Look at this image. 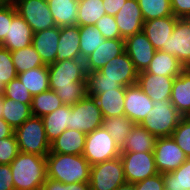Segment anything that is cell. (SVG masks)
Returning <instances> with one entry per match:
<instances>
[{"instance_id":"11","label":"cell","mask_w":190,"mask_h":190,"mask_svg":"<svg viewBox=\"0 0 190 190\" xmlns=\"http://www.w3.org/2000/svg\"><path fill=\"white\" fill-rule=\"evenodd\" d=\"M153 153L160 174L176 170L188 159L172 136L157 138Z\"/></svg>"},{"instance_id":"20","label":"cell","mask_w":190,"mask_h":190,"mask_svg":"<svg viewBox=\"0 0 190 190\" xmlns=\"http://www.w3.org/2000/svg\"><path fill=\"white\" fill-rule=\"evenodd\" d=\"M34 32L28 23L16 13L9 25L8 34L0 46L7 48L10 51L26 48L32 44Z\"/></svg>"},{"instance_id":"5","label":"cell","mask_w":190,"mask_h":190,"mask_svg":"<svg viewBox=\"0 0 190 190\" xmlns=\"http://www.w3.org/2000/svg\"><path fill=\"white\" fill-rule=\"evenodd\" d=\"M14 134L20 152L45 157L50 152V143L46 137L42 117L32 115L14 130Z\"/></svg>"},{"instance_id":"16","label":"cell","mask_w":190,"mask_h":190,"mask_svg":"<svg viewBox=\"0 0 190 190\" xmlns=\"http://www.w3.org/2000/svg\"><path fill=\"white\" fill-rule=\"evenodd\" d=\"M114 18L122 39L141 32L145 22L137 0H126Z\"/></svg>"},{"instance_id":"34","label":"cell","mask_w":190,"mask_h":190,"mask_svg":"<svg viewBox=\"0 0 190 190\" xmlns=\"http://www.w3.org/2000/svg\"><path fill=\"white\" fill-rule=\"evenodd\" d=\"M11 56L17 74L32 68L45 66L39 53L35 50L32 44L26 48L11 51Z\"/></svg>"},{"instance_id":"49","label":"cell","mask_w":190,"mask_h":190,"mask_svg":"<svg viewBox=\"0 0 190 190\" xmlns=\"http://www.w3.org/2000/svg\"><path fill=\"white\" fill-rule=\"evenodd\" d=\"M0 190H15L10 164H0Z\"/></svg>"},{"instance_id":"47","label":"cell","mask_w":190,"mask_h":190,"mask_svg":"<svg viewBox=\"0 0 190 190\" xmlns=\"http://www.w3.org/2000/svg\"><path fill=\"white\" fill-rule=\"evenodd\" d=\"M135 190H165L163 174L157 173L145 180L134 183Z\"/></svg>"},{"instance_id":"48","label":"cell","mask_w":190,"mask_h":190,"mask_svg":"<svg viewBox=\"0 0 190 190\" xmlns=\"http://www.w3.org/2000/svg\"><path fill=\"white\" fill-rule=\"evenodd\" d=\"M170 4L176 18H190V0H170Z\"/></svg>"},{"instance_id":"52","label":"cell","mask_w":190,"mask_h":190,"mask_svg":"<svg viewBox=\"0 0 190 190\" xmlns=\"http://www.w3.org/2000/svg\"><path fill=\"white\" fill-rule=\"evenodd\" d=\"M115 190H135V187L133 183L125 182Z\"/></svg>"},{"instance_id":"13","label":"cell","mask_w":190,"mask_h":190,"mask_svg":"<svg viewBox=\"0 0 190 190\" xmlns=\"http://www.w3.org/2000/svg\"><path fill=\"white\" fill-rule=\"evenodd\" d=\"M161 51L175 56L185 68H190V18H178L167 48Z\"/></svg>"},{"instance_id":"51","label":"cell","mask_w":190,"mask_h":190,"mask_svg":"<svg viewBox=\"0 0 190 190\" xmlns=\"http://www.w3.org/2000/svg\"><path fill=\"white\" fill-rule=\"evenodd\" d=\"M13 134L14 129L3 118H0V139L10 137Z\"/></svg>"},{"instance_id":"12","label":"cell","mask_w":190,"mask_h":190,"mask_svg":"<svg viewBox=\"0 0 190 190\" xmlns=\"http://www.w3.org/2000/svg\"><path fill=\"white\" fill-rule=\"evenodd\" d=\"M93 72L100 79L114 80L123 87L137 83L138 71L135 69L133 62L126 51L115 58H112L100 70Z\"/></svg>"},{"instance_id":"2","label":"cell","mask_w":190,"mask_h":190,"mask_svg":"<svg viewBox=\"0 0 190 190\" xmlns=\"http://www.w3.org/2000/svg\"><path fill=\"white\" fill-rule=\"evenodd\" d=\"M47 178L71 184L89 182L91 165L83 155L49 152L46 156Z\"/></svg>"},{"instance_id":"45","label":"cell","mask_w":190,"mask_h":190,"mask_svg":"<svg viewBox=\"0 0 190 190\" xmlns=\"http://www.w3.org/2000/svg\"><path fill=\"white\" fill-rule=\"evenodd\" d=\"M16 13L17 10L14 4L0 3V44L8 34L9 25Z\"/></svg>"},{"instance_id":"41","label":"cell","mask_w":190,"mask_h":190,"mask_svg":"<svg viewBox=\"0 0 190 190\" xmlns=\"http://www.w3.org/2000/svg\"><path fill=\"white\" fill-rule=\"evenodd\" d=\"M3 96L24 104H32L33 95L18 78L11 80L5 86Z\"/></svg>"},{"instance_id":"3","label":"cell","mask_w":190,"mask_h":190,"mask_svg":"<svg viewBox=\"0 0 190 190\" xmlns=\"http://www.w3.org/2000/svg\"><path fill=\"white\" fill-rule=\"evenodd\" d=\"M10 167L15 190H38L47 180L45 156L19 152Z\"/></svg>"},{"instance_id":"40","label":"cell","mask_w":190,"mask_h":190,"mask_svg":"<svg viewBox=\"0 0 190 190\" xmlns=\"http://www.w3.org/2000/svg\"><path fill=\"white\" fill-rule=\"evenodd\" d=\"M172 138L185 155L190 158V116L181 118L172 133Z\"/></svg>"},{"instance_id":"44","label":"cell","mask_w":190,"mask_h":190,"mask_svg":"<svg viewBox=\"0 0 190 190\" xmlns=\"http://www.w3.org/2000/svg\"><path fill=\"white\" fill-rule=\"evenodd\" d=\"M105 39H122L114 16L105 14L94 25Z\"/></svg>"},{"instance_id":"32","label":"cell","mask_w":190,"mask_h":190,"mask_svg":"<svg viewBox=\"0 0 190 190\" xmlns=\"http://www.w3.org/2000/svg\"><path fill=\"white\" fill-rule=\"evenodd\" d=\"M2 118L15 130L32 116L31 104L4 97Z\"/></svg>"},{"instance_id":"39","label":"cell","mask_w":190,"mask_h":190,"mask_svg":"<svg viewBox=\"0 0 190 190\" xmlns=\"http://www.w3.org/2000/svg\"><path fill=\"white\" fill-rule=\"evenodd\" d=\"M86 88L87 96L91 97L112 89H125V87L114 80L100 79L94 72H87Z\"/></svg>"},{"instance_id":"8","label":"cell","mask_w":190,"mask_h":190,"mask_svg":"<svg viewBox=\"0 0 190 190\" xmlns=\"http://www.w3.org/2000/svg\"><path fill=\"white\" fill-rule=\"evenodd\" d=\"M125 182L120 156L90 167L89 185L91 190H115Z\"/></svg>"},{"instance_id":"54","label":"cell","mask_w":190,"mask_h":190,"mask_svg":"<svg viewBox=\"0 0 190 190\" xmlns=\"http://www.w3.org/2000/svg\"><path fill=\"white\" fill-rule=\"evenodd\" d=\"M4 88H5V85L2 81H0V95H3L4 93Z\"/></svg>"},{"instance_id":"24","label":"cell","mask_w":190,"mask_h":190,"mask_svg":"<svg viewBox=\"0 0 190 190\" xmlns=\"http://www.w3.org/2000/svg\"><path fill=\"white\" fill-rule=\"evenodd\" d=\"M86 134L67 128L50 143V152L83 155Z\"/></svg>"},{"instance_id":"38","label":"cell","mask_w":190,"mask_h":190,"mask_svg":"<svg viewBox=\"0 0 190 190\" xmlns=\"http://www.w3.org/2000/svg\"><path fill=\"white\" fill-rule=\"evenodd\" d=\"M144 21L166 16H174L170 0H137Z\"/></svg>"},{"instance_id":"53","label":"cell","mask_w":190,"mask_h":190,"mask_svg":"<svg viewBox=\"0 0 190 190\" xmlns=\"http://www.w3.org/2000/svg\"><path fill=\"white\" fill-rule=\"evenodd\" d=\"M3 108H4V96L3 95H0V118H2V111H3Z\"/></svg>"},{"instance_id":"28","label":"cell","mask_w":190,"mask_h":190,"mask_svg":"<svg viewBox=\"0 0 190 190\" xmlns=\"http://www.w3.org/2000/svg\"><path fill=\"white\" fill-rule=\"evenodd\" d=\"M125 89H112L94 96L104 118L123 116Z\"/></svg>"},{"instance_id":"26","label":"cell","mask_w":190,"mask_h":190,"mask_svg":"<svg viewBox=\"0 0 190 190\" xmlns=\"http://www.w3.org/2000/svg\"><path fill=\"white\" fill-rule=\"evenodd\" d=\"M185 67L173 55H170L161 50H156L150 65L146 68V72L155 75L168 77H177Z\"/></svg>"},{"instance_id":"14","label":"cell","mask_w":190,"mask_h":190,"mask_svg":"<svg viewBox=\"0 0 190 190\" xmlns=\"http://www.w3.org/2000/svg\"><path fill=\"white\" fill-rule=\"evenodd\" d=\"M125 51L138 72L146 70L156 52L143 31L125 39Z\"/></svg>"},{"instance_id":"21","label":"cell","mask_w":190,"mask_h":190,"mask_svg":"<svg viewBox=\"0 0 190 190\" xmlns=\"http://www.w3.org/2000/svg\"><path fill=\"white\" fill-rule=\"evenodd\" d=\"M59 36L60 27L58 26L33 34L32 45L45 65H50L56 60Z\"/></svg>"},{"instance_id":"50","label":"cell","mask_w":190,"mask_h":190,"mask_svg":"<svg viewBox=\"0 0 190 190\" xmlns=\"http://www.w3.org/2000/svg\"><path fill=\"white\" fill-rule=\"evenodd\" d=\"M126 0H103L104 9L106 14L115 16Z\"/></svg>"},{"instance_id":"25","label":"cell","mask_w":190,"mask_h":190,"mask_svg":"<svg viewBox=\"0 0 190 190\" xmlns=\"http://www.w3.org/2000/svg\"><path fill=\"white\" fill-rule=\"evenodd\" d=\"M79 0H47L56 26H74L78 22Z\"/></svg>"},{"instance_id":"43","label":"cell","mask_w":190,"mask_h":190,"mask_svg":"<svg viewBox=\"0 0 190 190\" xmlns=\"http://www.w3.org/2000/svg\"><path fill=\"white\" fill-rule=\"evenodd\" d=\"M19 152L15 134L10 137L0 139V164H10Z\"/></svg>"},{"instance_id":"36","label":"cell","mask_w":190,"mask_h":190,"mask_svg":"<svg viewBox=\"0 0 190 190\" xmlns=\"http://www.w3.org/2000/svg\"><path fill=\"white\" fill-rule=\"evenodd\" d=\"M79 45L81 59L85 60L105 41L102 33L96 26H79Z\"/></svg>"},{"instance_id":"27","label":"cell","mask_w":190,"mask_h":190,"mask_svg":"<svg viewBox=\"0 0 190 190\" xmlns=\"http://www.w3.org/2000/svg\"><path fill=\"white\" fill-rule=\"evenodd\" d=\"M44 123V129L46 132V137L51 143L54 141L61 133L69 128L70 124V105L63 104L58 109L44 115L42 117Z\"/></svg>"},{"instance_id":"1","label":"cell","mask_w":190,"mask_h":190,"mask_svg":"<svg viewBox=\"0 0 190 190\" xmlns=\"http://www.w3.org/2000/svg\"><path fill=\"white\" fill-rule=\"evenodd\" d=\"M49 89L55 91L65 105H74L87 95L85 61L66 59L48 65Z\"/></svg>"},{"instance_id":"55","label":"cell","mask_w":190,"mask_h":190,"mask_svg":"<svg viewBox=\"0 0 190 190\" xmlns=\"http://www.w3.org/2000/svg\"><path fill=\"white\" fill-rule=\"evenodd\" d=\"M2 4H13V0H0Z\"/></svg>"},{"instance_id":"6","label":"cell","mask_w":190,"mask_h":190,"mask_svg":"<svg viewBox=\"0 0 190 190\" xmlns=\"http://www.w3.org/2000/svg\"><path fill=\"white\" fill-rule=\"evenodd\" d=\"M121 150L103 127L86 134L83 157L90 165L119 157Z\"/></svg>"},{"instance_id":"19","label":"cell","mask_w":190,"mask_h":190,"mask_svg":"<svg viewBox=\"0 0 190 190\" xmlns=\"http://www.w3.org/2000/svg\"><path fill=\"white\" fill-rule=\"evenodd\" d=\"M177 19L175 16H166L145 21L142 31L156 50L167 48V41L172 35Z\"/></svg>"},{"instance_id":"29","label":"cell","mask_w":190,"mask_h":190,"mask_svg":"<svg viewBox=\"0 0 190 190\" xmlns=\"http://www.w3.org/2000/svg\"><path fill=\"white\" fill-rule=\"evenodd\" d=\"M157 137L149 133L140 124H135L121 152H153Z\"/></svg>"},{"instance_id":"37","label":"cell","mask_w":190,"mask_h":190,"mask_svg":"<svg viewBox=\"0 0 190 190\" xmlns=\"http://www.w3.org/2000/svg\"><path fill=\"white\" fill-rule=\"evenodd\" d=\"M165 190H190V158L172 172L163 174Z\"/></svg>"},{"instance_id":"22","label":"cell","mask_w":190,"mask_h":190,"mask_svg":"<svg viewBox=\"0 0 190 190\" xmlns=\"http://www.w3.org/2000/svg\"><path fill=\"white\" fill-rule=\"evenodd\" d=\"M170 101L183 116H190V68L174 78Z\"/></svg>"},{"instance_id":"42","label":"cell","mask_w":190,"mask_h":190,"mask_svg":"<svg viewBox=\"0 0 190 190\" xmlns=\"http://www.w3.org/2000/svg\"><path fill=\"white\" fill-rule=\"evenodd\" d=\"M17 75L11 51L0 46V81L6 86L11 80L17 78Z\"/></svg>"},{"instance_id":"33","label":"cell","mask_w":190,"mask_h":190,"mask_svg":"<svg viewBox=\"0 0 190 190\" xmlns=\"http://www.w3.org/2000/svg\"><path fill=\"white\" fill-rule=\"evenodd\" d=\"M106 14L103 0H79L78 26H94Z\"/></svg>"},{"instance_id":"4","label":"cell","mask_w":190,"mask_h":190,"mask_svg":"<svg viewBox=\"0 0 190 190\" xmlns=\"http://www.w3.org/2000/svg\"><path fill=\"white\" fill-rule=\"evenodd\" d=\"M182 117L170 99L153 101V108L140 125L157 138L168 137L172 136Z\"/></svg>"},{"instance_id":"10","label":"cell","mask_w":190,"mask_h":190,"mask_svg":"<svg viewBox=\"0 0 190 190\" xmlns=\"http://www.w3.org/2000/svg\"><path fill=\"white\" fill-rule=\"evenodd\" d=\"M14 5L34 33L56 26L47 0H16Z\"/></svg>"},{"instance_id":"31","label":"cell","mask_w":190,"mask_h":190,"mask_svg":"<svg viewBox=\"0 0 190 190\" xmlns=\"http://www.w3.org/2000/svg\"><path fill=\"white\" fill-rule=\"evenodd\" d=\"M134 125L135 123L131 119L123 115L104 118L102 127L108 131L115 140L116 145L122 150L125 146L126 138Z\"/></svg>"},{"instance_id":"18","label":"cell","mask_w":190,"mask_h":190,"mask_svg":"<svg viewBox=\"0 0 190 190\" xmlns=\"http://www.w3.org/2000/svg\"><path fill=\"white\" fill-rule=\"evenodd\" d=\"M125 51V39H105L84 61L86 72L100 70L112 58Z\"/></svg>"},{"instance_id":"9","label":"cell","mask_w":190,"mask_h":190,"mask_svg":"<svg viewBox=\"0 0 190 190\" xmlns=\"http://www.w3.org/2000/svg\"><path fill=\"white\" fill-rule=\"evenodd\" d=\"M126 182L136 183L157 173L153 152H121Z\"/></svg>"},{"instance_id":"15","label":"cell","mask_w":190,"mask_h":190,"mask_svg":"<svg viewBox=\"0 0 190 190\" xmlns=\"http://www.w3.org/2000/svg\"><path fill=\"white\" fill-rule=\"evenodd\" d=\"M152 108L153 101L137 84L125 87V116L131 119L135 124H140Z\"/></svg>"},{"instance_id":"35","label":"cell","mask_w":190,"mask_h":190,"mask_svg":"<svg viewBox=\"0 0 190 190\" xmlns=\"http://www.w3.org/2000/svg\"><path fill=\"white\" fill-rule=\"evenodd\" d=\"M62 105L63 102L55 91L49 89L48 91L33 96L31 112L33 116L43 117L44 115L52 113Z\"/></svg>"},{"instance_id":"23","label":"cell","mask_w":190,"mask_h":190,"mask_svg":"<svg viewBox=\"0 0 190 190\" xmlns=\"http://www.w3.org/2000/svg\"><path fill=\"white\" fill-rule=\"evenodd\" d=\"M79 26L60 27V36L57 48V62L66 59H81L79 45Z\"/></svg>"},{"instance_id":"46","label":"cell","mask_w":190,"mask_h":190,"mask_svg":"<svg viewBox=\"0 0 190 190\" xmlns=\"http://www.w3.org/2000/svg\"><path fill=\"white\" fill-rule=\"evenodd\" d=\"M38 190H91L89 182H78L63 184L47 178L45 183Z\"/></svg>"},{"instance_id":"7","label":"cell","mask_w":190,"mask_h":190,"mask_svg":"<svg viewBox=\"0 0 190 190\" xmlns=\"http://www.w3.org/2000/svg\"><path fill=\"white\" fill-rule=\"evenodd\" d=\"M103 115L94 97L85 96L76 104L70 106L69 129L89 134L102 127Z\"/></svg>"},{"instance_id":"30","label":"cell","mask_w":190,"mask_h":190,"mask_svg":"<svg viewBox=\"0 0 190 190\" xmlns=\"http://www.w3.org/2000/svg\"><path fill=\"white\" fill-rule=\"evenodd\" d=\"M17 78L33 96L49 90L48 65L32 68L19 73Z\"/></svg>"},{"instance_id":"17","label":"cell","mask_w":190,"mask_h":190,"mask_svg":"<svg viewBox=\"0 0 190 190\" xmlns=\"http://www.w3.org/2000/svg\"><path fill=\"white\" fill-rule=\"evenodd\" d=\"M174 77L155 75L145 70L138 72L137 85L152 101L171 98Z\"/></svg>"}]
</instances>
